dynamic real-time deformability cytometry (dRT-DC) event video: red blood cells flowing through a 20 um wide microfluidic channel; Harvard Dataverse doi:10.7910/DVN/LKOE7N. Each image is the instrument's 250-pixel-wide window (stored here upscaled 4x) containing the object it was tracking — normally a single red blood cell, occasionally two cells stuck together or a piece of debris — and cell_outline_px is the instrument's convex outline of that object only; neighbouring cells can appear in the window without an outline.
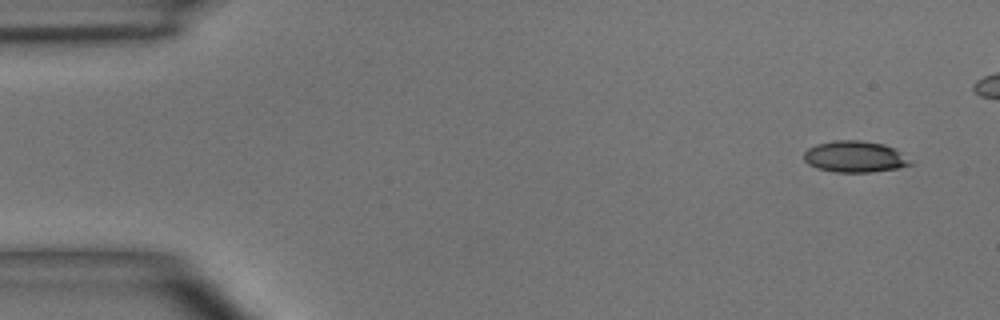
{"species": "common noctule bat (a hibernating species)", "species_latin": "Nyctalus noctula", "temperature_condition": "room temperature", "stored_images_in_passage": 5, "camera_frame_rate_fps": 3000, "um_per_image_px": 0.085, "animal": {"sex": "male", "body_mass_g": 15.6}, "frame": {"image": 1, "passage_image": 1, "time_ms": 0.0, "image_size_px": [1000, 320], "cell_outline_px": [[912, 164], [900, 168], [872, 172], [836, 172], [816, 168], [808, 164], [804, 160], [804, 152], [808, 148], [816, 144], [836, 140], [860, 140], [884, 144], [900, 152]], "centroid_in_image_um": [72.62, 13.32], "position_along_channel_um": 12.4, "area_um2": 19.36}}